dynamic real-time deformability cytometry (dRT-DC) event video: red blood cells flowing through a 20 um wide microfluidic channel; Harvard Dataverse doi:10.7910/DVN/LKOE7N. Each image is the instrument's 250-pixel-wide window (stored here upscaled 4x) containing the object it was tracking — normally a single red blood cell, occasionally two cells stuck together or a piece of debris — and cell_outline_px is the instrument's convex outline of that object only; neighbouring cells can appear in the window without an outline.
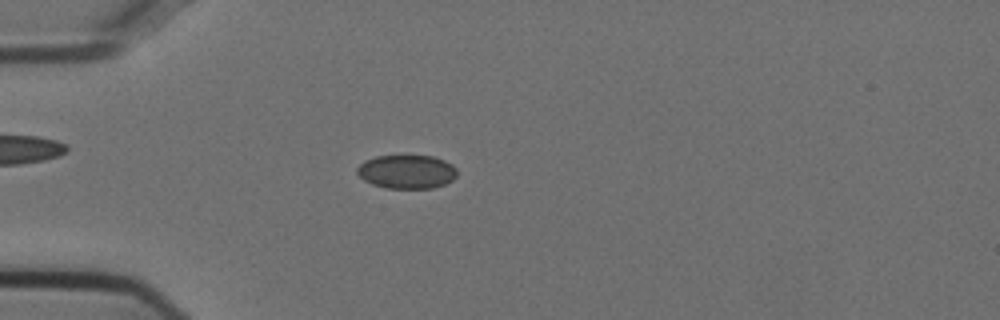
{"species": "Egyptian fruit bat (a non-hibernating species)", "species_latin": "Rousettus aegyptiacus", "temperature_condition": "cold", "stored_images_in_passage": 54, "camera_frame_rate_fps": 3000, "um_per_image_px": 0.085, "animal": {"sex": "female"}, "frame": {"image": 1, "passage_image": 15, "time_ms": 4.667, "image_size_px": [1000, 320], "cell_outline_px": [[456, 176], [452, 180], [444, 184], [432, 188], [384, 188], [372, 184], [364, 180], [356, 172], [356, 168], [364, 160], [376, 156], [432, 156], [444, 160], [452, 164], [456, 168]], "centroid_in_image_um": [34.55, 14.59], "position_along_channel_um": 50.4, "area_um2": 19.65}}
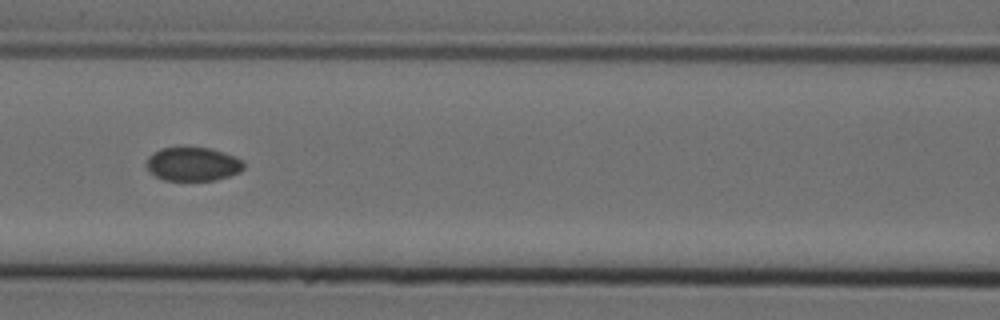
{"frame": {"image": 2, "passage_image": 24, "time_ms": 7.667, "image_size_px": [1000, 320], "cell_outline_px": [[244, 168], [240, 172], [216, 180], [164, 180], [148, 172], [144, 164], [148, 156], [152, 152], [160, 148], [208, 148], [244, 160]], "centroid_in_image_um": [16.33, 13.96], "position_along_channel_um": 150.3, "area_um2": 19.13}}
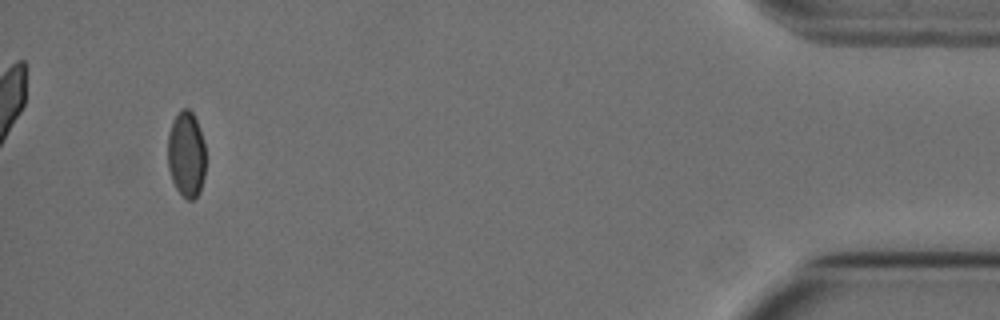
{"frame": {"image": 3, "passage_image": 51, "time_ms": 16.667, "image_size_px": [1000, 320], "cell_outline_px": [[204, 176], [200, 192], [192, 200], [188, 200], [176, 188], [172, 180], [168, 168], [168, 132], [172, 120], [180, 108], [188, 108], [192, 112], [196, 120], [204, 144]], "centroid_in_image_um": [15.81, 13.09], "position_along_channel_um": 419.4, "area_um2": 18.96}, "authors_computed_cell_mechanics": {"area_um2": 19.9988, "velocity_mm_per_s": 3.7654, "shape_relaxation_time_tau1_ms": null, "shape_relaxation_time_tau2_ms": 3.0339, "deformation_change_tau1": null, "deformation_change_tau2": 0.0354}}